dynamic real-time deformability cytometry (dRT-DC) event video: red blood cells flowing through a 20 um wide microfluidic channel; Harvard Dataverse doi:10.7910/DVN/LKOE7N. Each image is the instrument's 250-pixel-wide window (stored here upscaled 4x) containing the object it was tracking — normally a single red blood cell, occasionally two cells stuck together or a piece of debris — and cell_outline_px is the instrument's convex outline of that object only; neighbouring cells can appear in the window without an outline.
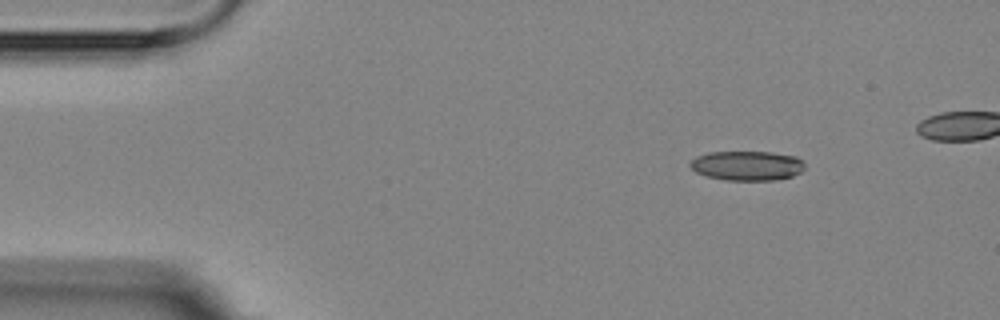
{"species": "Egyptian fruit bat (a non-hibernating species)", "species_latin": "Rousettus aegyptiacus", "temperature_condition": "room temperature", "stored_images_in_passage": 11, "segment_of_instrument_passage": [1, 2], "camera_frame_rate_fps": 3000, "um_per_image_px": 0.085, "animal": {"sex": "female"}, "frame": {"image": 1, "passage_image": 1, "time_ms": 0.0, "image_size_px": [1000, 320], "cell_outline_px": [[804, 168], [800, 172], [792, 176], [776, 180], [724, 180], [704, 176], [696, 172], [688, 164], [696, 156], [708, 152], [772, 152], [796, 156], [804, 164]], "centroid_in_image_um": [63.47, 14.08], "position_along_channel_um": 21.5, "area_um2": 19.83}}
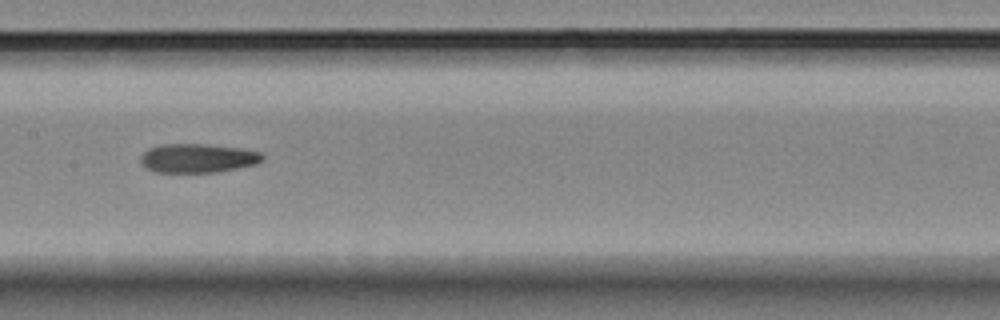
{"frame": {"image": 2, "passage_image": 7, "time_ms": 6.667, "image_size_px": [1000, 320], "cell_outline_px": [[264, 160], [256, 164], [216, 172], [152, 172], [144, 168], [140, 164], [140, 156], [148, 148], [160, 144], [208, 144], [240, 148], [260, 152], [264, 156]], "centroid_in_image_um": [16.76, 13.44], "position_along_channel_um": 190.6, "area_um2": 20.81}}
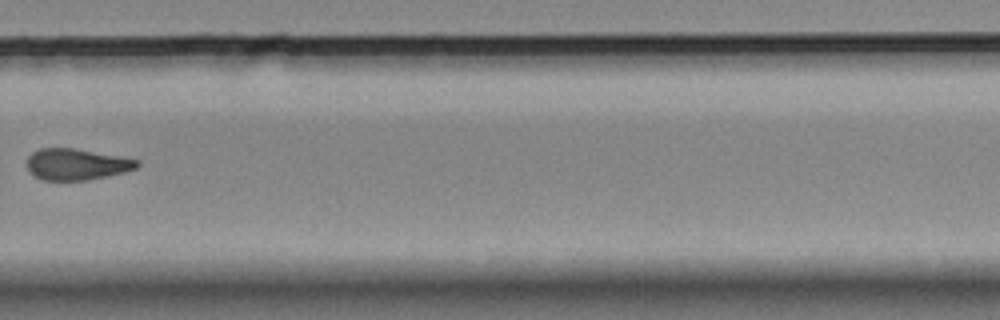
{"frame": {"image": 3, "passage_image": 10, "time_ms": 10.333, "image_size_px": [1000, 320], "cell_outline_px": [[140, 164], [136, 168], [124, 172], [108, 176], [88, 180], [40, 180], [28, 172], [24, 164], [28, 156], [32, 152], [40, 148], [76, 148], [120, 156], [140, 160]], "centroid_in_image_um": [6.46, 13.96], "position_along_channel_um": 323.3, "area_um2": 20.52}}